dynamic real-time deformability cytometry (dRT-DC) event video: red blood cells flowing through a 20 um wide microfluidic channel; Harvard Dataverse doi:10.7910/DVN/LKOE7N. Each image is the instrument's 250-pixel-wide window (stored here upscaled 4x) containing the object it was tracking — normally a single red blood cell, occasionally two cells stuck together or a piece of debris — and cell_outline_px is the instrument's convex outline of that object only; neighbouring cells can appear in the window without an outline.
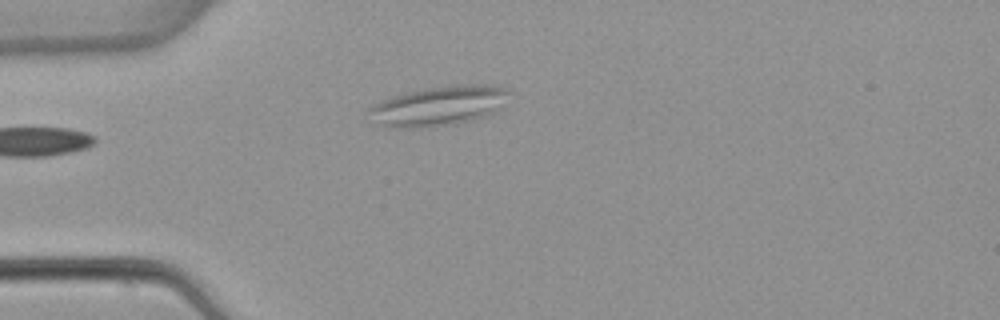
{"species": "common noctule bat (a hibernating species)", "species_latin": "Nyctalus noctula", "temperature_condition": "warm", "stored_images_in_passage": 1, "camera_frame_rate_fps": 3000, "um_per_image_px": 0.085, "animal": {"sex": "female", "body_mass_g": 22.7, "forearm_length_mm": 54.2}, "frame": {"image": 1, "passage_image": 1, "time_ms": 0.0, "image_size_px": [1000, 320], "cell_outline_px": [[512, 92], [492, 112], [484, 116], [472, 120], [456, 124], [428, 128], [396, 128], [384, 124], [368, 112], [368, 108], [372, 104], [380, 100], [408, 92], [428, 88], [456, 84], [500, 84]], "centroid_in_image_um": [37.34, 8.98], "position_along_channel_um": 47.7, "area_um2": 32.19}}